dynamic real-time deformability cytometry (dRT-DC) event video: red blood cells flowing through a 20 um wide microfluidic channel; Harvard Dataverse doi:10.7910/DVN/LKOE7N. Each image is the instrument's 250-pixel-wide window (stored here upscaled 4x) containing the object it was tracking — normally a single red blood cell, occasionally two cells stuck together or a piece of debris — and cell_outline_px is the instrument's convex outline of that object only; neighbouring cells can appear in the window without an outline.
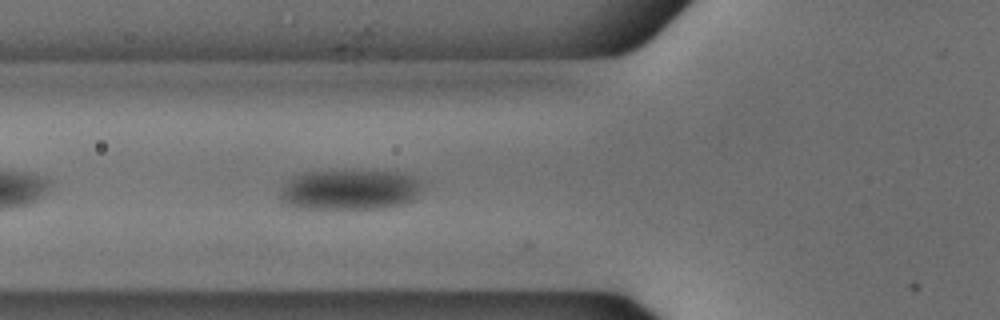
{"species": "common noctule bat (a hibernating species)", "species_latin": "Nyctalus noctula", "temperature_condition": "cold", "stored_images_in_passage": 35, "camera_frame_rate_fps": 3000, "um_per_image_px": 0.085, "animal": {"sex": "male", "body_mass_g": 18.8}, "frame": {"image": 1, "passage_image": 5, "time_ms": 1.333, "image_size_px": [1000, 320], "cell_outline_px": [[424, 188], [412, 200], [404, 204], [384, 208], [300, 208], [288, 204], [280, 200], [280, 188], [288, 180], [304, 172], [396, 172], [412, 176], [420, 180], [424, 184]], "centroid_in_image_um": [29.76, 16.14], "position_along_channel_um": 96.0, "area_um2": 33.06}}
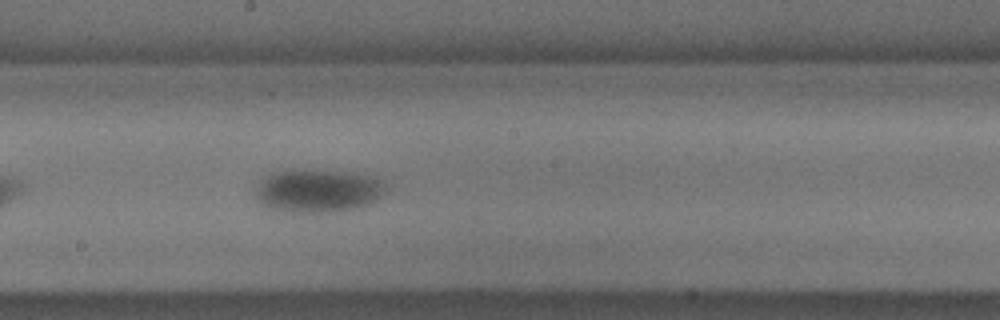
{"frame": {"image": 2, "passage_image": 15, "time_ms": 4.667, "image_size_px": [1000, 320], "cell_outline_px": [[388, 192], [376, 200], [368, 204], [356, 208], [332, 212], [292, 212], [272, 208], [260, 204], [256, 200], [256, 184], [264, 176], [272, 172], [284, 168], [308, 168], [352, 172], [368, 176], [380, 180], [388, 188]], "centroid_in_image_um": [26.99, 16.17], "position_along_channel_um": 221.2, "area_um2": 33.7}}
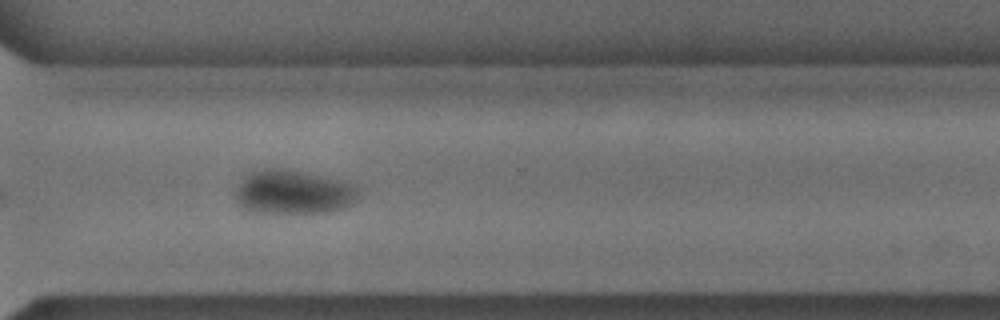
{"frame": {"image": 3, "passage_image": 25, "time_ms": 8.0, "image_size_px": [1000, 320], "cell_outline_px": [[360, 192], [356, 200], [352, 204], [344, 208], [332, 212], [256, 212], [244, 208], [236, 204], [236, 188], [240, 180], [244, 176], [252, 172], [264, 168], [280, 168], [336, 180], [352, 184]], "centroid_in_image_um": [24.89, 16.35], "position_along_channel_um": 345.7, "area_um2": 31.15}}